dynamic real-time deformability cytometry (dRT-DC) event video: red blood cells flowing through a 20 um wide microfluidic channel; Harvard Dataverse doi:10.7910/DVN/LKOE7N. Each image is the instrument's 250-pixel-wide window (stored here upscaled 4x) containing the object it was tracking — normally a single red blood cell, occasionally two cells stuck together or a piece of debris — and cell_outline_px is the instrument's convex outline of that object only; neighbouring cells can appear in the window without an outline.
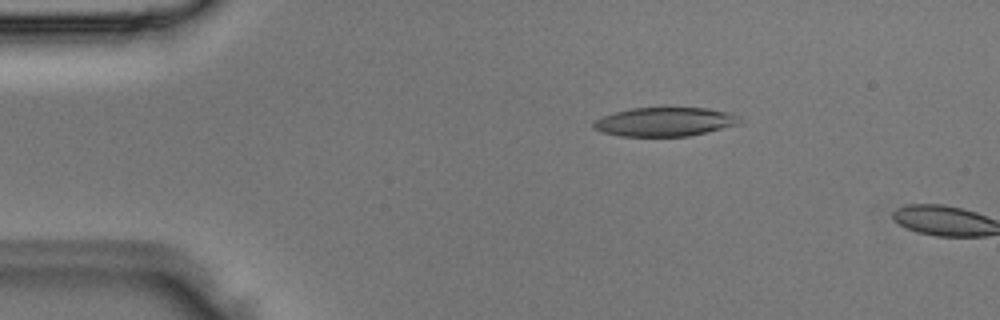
{"species": "Egyptian fruit bat (a non-hibernating species)", "species_latin": "Rousettus aegyptiacus", "temperature_condition": "room temperature", "stored_images_in_passage": 2, "camera_frame_rate_fps": 3000, "um_per_image_px": 0.085, "animal": {"sex": "male"}, "frame": {"image": 1, "passage_image": 1, "time_ms": 0.0, "image_size_px": [1000, 320], "cell_outline_px": [[744, 120], [740, 124], [688, 136], [620, 136], [604, 132], [592, 128], [592, 124], [596, 120], [612, 112], [632, 108], [708, 108], [728, 112], [740, 116]], "centroid_in_image_um": [56.54, 10.35], "position_along_channel_um": 28.5, "area_um2": 24.62}}